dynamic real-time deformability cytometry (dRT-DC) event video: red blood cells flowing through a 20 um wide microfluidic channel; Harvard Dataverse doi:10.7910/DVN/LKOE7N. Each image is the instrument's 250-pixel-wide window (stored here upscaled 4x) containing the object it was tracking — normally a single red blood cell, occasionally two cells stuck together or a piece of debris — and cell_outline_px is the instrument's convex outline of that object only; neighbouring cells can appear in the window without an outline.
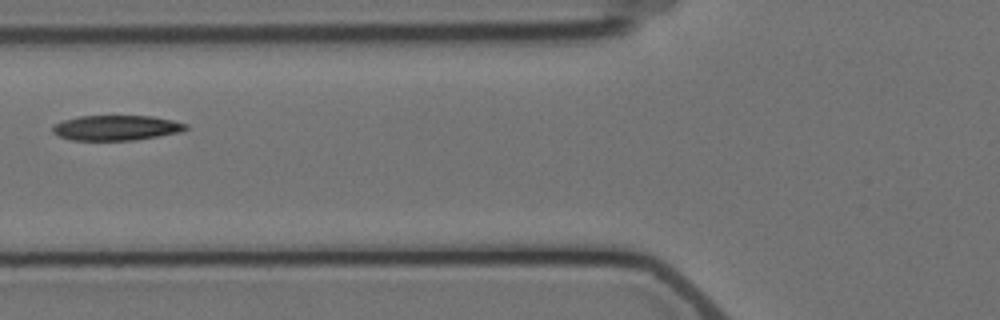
{"species": "Egyptian fruit bat (a non-hibernating species)", "species_latin": "Rousettus aegyptiacus", "temperature_condition": "cold", "stored_images_in_passage": 6, "camera_frame_rate_fps": 3000, "um_per_image_px": 0.085, "animal": {"sex": "female"}, "frame": {"image": 1, "passage_image": 6, "time_ms": 5.667, "image_size_px": [1000, 320], "cell_outline_px": [[188, 128], [180, 132], [132, 140], [72, 140], [60, 136], [52, 132], [52, 124], [64, 120], [80, 116], [152, 116], [172, 120], [188, 124]], "centroid_in_image_um": [9.86, 10.86], "position_along_channel_um": 115.9, "area_um2": 19.36}}